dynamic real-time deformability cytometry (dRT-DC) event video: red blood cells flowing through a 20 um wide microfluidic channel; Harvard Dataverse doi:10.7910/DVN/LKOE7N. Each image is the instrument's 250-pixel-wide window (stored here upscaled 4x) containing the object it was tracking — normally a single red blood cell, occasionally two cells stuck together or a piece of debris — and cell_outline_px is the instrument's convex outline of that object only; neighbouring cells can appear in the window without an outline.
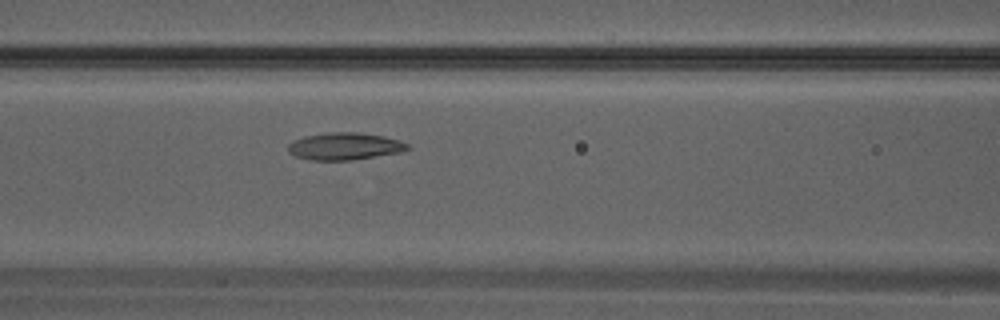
{"species": "Egyptian fruit bat (a non-hibernating species)", "species_latin": "Rousettus aegyptiacus", "temperature_condition": "warm", "stored_images_in_passage": 27, "camera_frame_rate_fps": 3000, "um_per_image_px": 0.085, "animal": {"sex": "male"}, "frame": {"image": 1, "passage_image": 8, "time_ms": 2.333, "image_size_px": [1000, 320], "cell_outline_px": [[412, 148], [400, 152], [352, 160], [308, 160], [296, 156], [288, 152], [288, 144], [304, 136], [332, 132], [360, 132], [384, 136], [400, 140], [408, 144]], "centroid_in_image_um": [29.32, 12.43], "position_along_channel_um": 137.3, "area_um2": 18.96}}
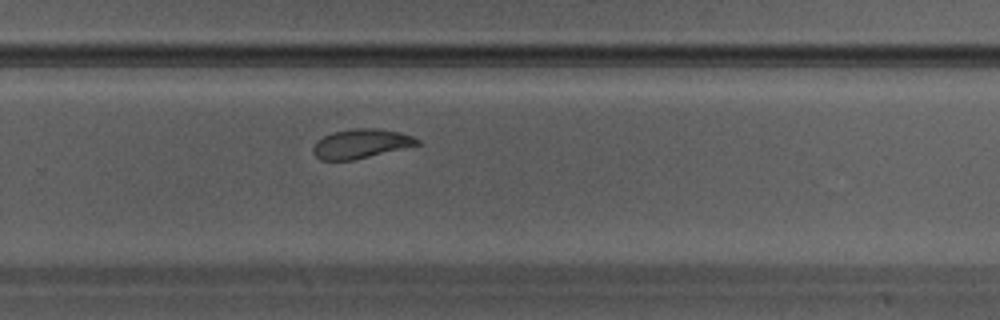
{"frame": {"image": 2, "passage_image": 16, "time_ms": 5.0, "image_size_px": [1000, 320], "cell_outline_px": [[420, 144], [352, 160], [320, 160], [312, 152], [312, 148], [316, 140], [332, 132], [352, 128], [376, 128], [396, 132], [412, 136], [420, 140]], "centroid_in_image_um": [30.62, 12.21], "position_along_channel_um": 299.2, "area_um2": 17.57}}
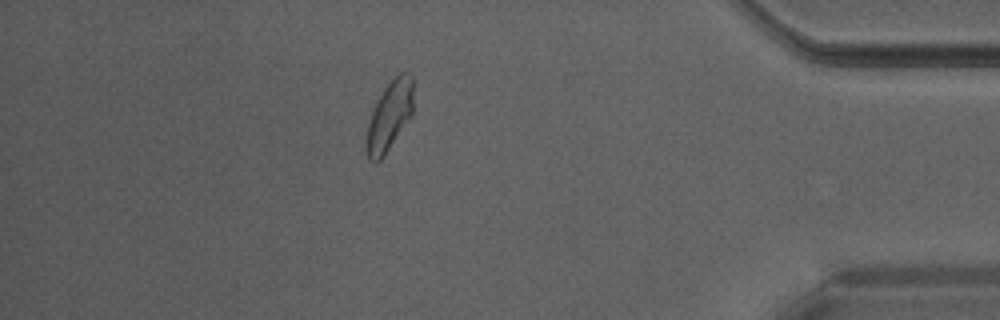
{"frame": {"image": 3, "passage_image": 23, "time_ms": 7.333, "image_size_px": [1000, 320], "cell_outline_px": [[412, 112], [384, 156], [380, 160], [368, 160], [364, 148], [364, 140], [368, 124], [376, 100], [384, 88], [400, 72], [408, 72], [412, 76]], "centroid_in_image_um": [33.05, 9.87], "position_along_channel_um": 402.2, "area_um2": 18.73}}